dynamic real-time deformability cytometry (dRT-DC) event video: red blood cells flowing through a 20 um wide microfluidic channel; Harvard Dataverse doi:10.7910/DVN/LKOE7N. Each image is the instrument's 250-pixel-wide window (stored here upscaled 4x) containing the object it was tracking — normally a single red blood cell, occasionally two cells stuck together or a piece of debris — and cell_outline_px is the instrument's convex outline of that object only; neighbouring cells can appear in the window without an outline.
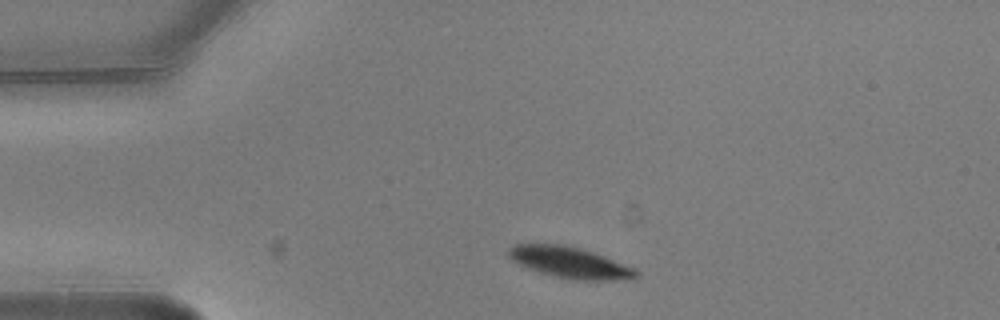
{"species": "common noctule bat (a hibernating species)", "species_latin": "Nyctalus noctula", "temperature_condition": "warm", "stored_images_in_passage": 1, "camera_frame_rate_fps": 3000, "um_per_image_px": 0.085, "animal": {"sex": "male", "body_mass_g": 20.5, "forearm_length_mm": 52.5}, "frame": {"image": 1, "passage_image": 1, "time_ms": 0.0, "image_size_px": [1000, 320], "cell_outline_px": [[640, 276], [612, 280], [572, 280], [552, 276], [516, 264], [508, 256], [508, 248], [512, 244], [564, 244], [580, 248], [592, 252], [632, 268], [640, 272]], "centroid_in_image_um": [48.34, 22.31], "position_along_channel_um": 36.7, "area_um2": 22.95}}